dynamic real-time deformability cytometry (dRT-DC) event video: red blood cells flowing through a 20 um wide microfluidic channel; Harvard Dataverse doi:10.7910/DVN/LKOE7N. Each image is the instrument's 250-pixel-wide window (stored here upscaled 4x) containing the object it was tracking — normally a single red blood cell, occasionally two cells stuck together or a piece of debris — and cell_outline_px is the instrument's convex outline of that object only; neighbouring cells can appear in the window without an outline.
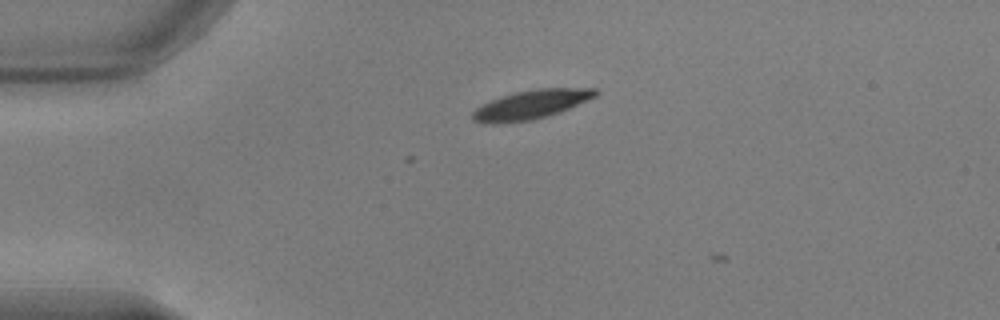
{"species": "common noctule bat (a hibernating species)", "species_latin": "Nyctalus noctula", "temperature_condition": "warm", "stored_images_in_passage": 6, "camera_frame_rate_fps": 3000, "um_per_image_px": 0.085, "animal": {"sex": "male", "body_mass_g": 17.9, "forearm_length_mm": 54.2}, "frame": {"image": 1, "passage_image": 5, "time_ms": 1.333, "image_size_px": [1000, 320], "cell_outline_px": [[600, 92], [596, 96], [560, 112], [548, 116], [532, 120], [496, 124], [488, 124], [472, 120], [472, 112], [476, 108], [492, 100], [516, 92], [536, 88], [596, 88]], "centroid_in_image_um": [45.16, 8.89], "position_along_channel_um": 39.8, "area_um2": 20.69}}